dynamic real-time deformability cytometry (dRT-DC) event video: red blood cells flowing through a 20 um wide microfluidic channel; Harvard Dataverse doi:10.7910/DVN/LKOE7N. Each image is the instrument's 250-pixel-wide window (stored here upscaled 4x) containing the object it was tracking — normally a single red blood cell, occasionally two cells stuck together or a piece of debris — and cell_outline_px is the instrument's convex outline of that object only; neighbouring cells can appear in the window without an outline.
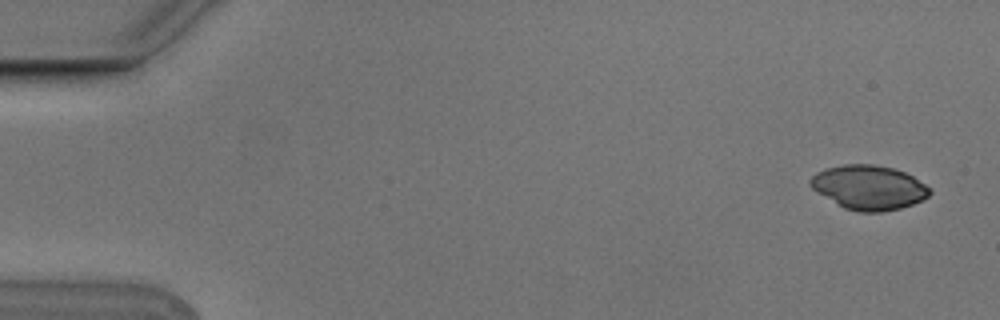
{"species": "Egyptian fruit bat (a non-hibernating species)", "species_latin": "Rousettus aegyptiacus", "temperature_condition": "cold", "stored_images_in_passage": 5, "camera_frame_rate_fps": 3000, "um_per_image_px": 0.085, "animal": {"sex": "male"}, "frame": {"image": 1, "passage_image": 1, "time_ms": 0.0, "image_size_px": [1000, 320], "cell_outline_px": [[932, 192], [928, 196], [912, 204], [900, 208], [880, 212], [860, 212], [844, 208], [836, 204], [816, 192], [808, 184], [808, 180], [816, 172], [828, 168], [844, 164], [872, 164], [892, 168], [904, 172], [912, 176], [932, 188]], "centroid_in_image_um": [73.83, 15.93], "position_along_channel_um": 11.2, "area_um2": 30.87}}